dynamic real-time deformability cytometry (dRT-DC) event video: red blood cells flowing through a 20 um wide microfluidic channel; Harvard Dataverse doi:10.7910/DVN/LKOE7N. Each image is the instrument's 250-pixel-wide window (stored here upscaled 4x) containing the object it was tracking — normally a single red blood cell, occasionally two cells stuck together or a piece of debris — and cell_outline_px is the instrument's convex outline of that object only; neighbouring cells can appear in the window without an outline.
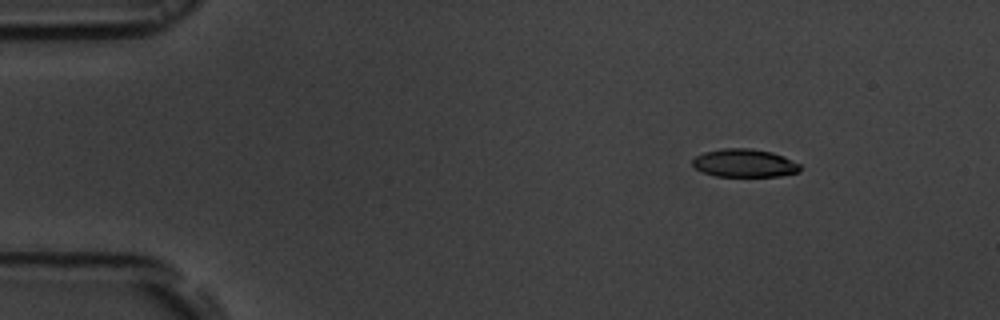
{"species": "common noctule bat (a hibernating species)", "species_latin": "Nyctalus noctula", "temperature_condition": "room temperature", "stored_images_in_passage": 49, "camera_frame_rate_fps": 3000, "um_per_image_px": 0.085, "animal": {"sex": "male", "body_mass_g": 19.5, "forearm_length_mm": 54.6}, "frame": {"image": 1, "passage_image": 1, "time_ms": 0.0, "image_size_px": [1000, 320], "cell_outline_px": [[800, 172], [780, 176], [716, 176], [704, 172], [696, 168], [692, 164], [692, 160], [696, 156], [704, 152], [724, 148], [748, 148], [772, 152], [784, 156], [800, 164]], "centroid_in_image_um": [63.3, 13.86], "position_along_channel_um": 21.7, "area_um2": 17.57}}
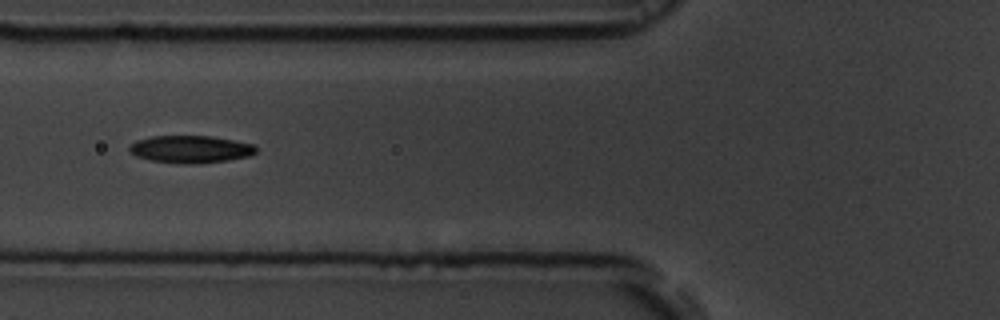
{"frame": {"image": 2, "passage_image": 15, "time_ms": 4.667, "image_size_px": [1000, 320], "cell_outline_px": [[256, 152], [252, 156], [228, 160], [196, 164], [184, 164], [152, 160], [136, 156], [128, 148], [136, 140], [152, 136], [212, 136], [252, 144], [256, 148]], "centroid_in_image_um": [16.22, 12.68], "position_along_channel_um": 109.6, "area_um2": 20.11}}
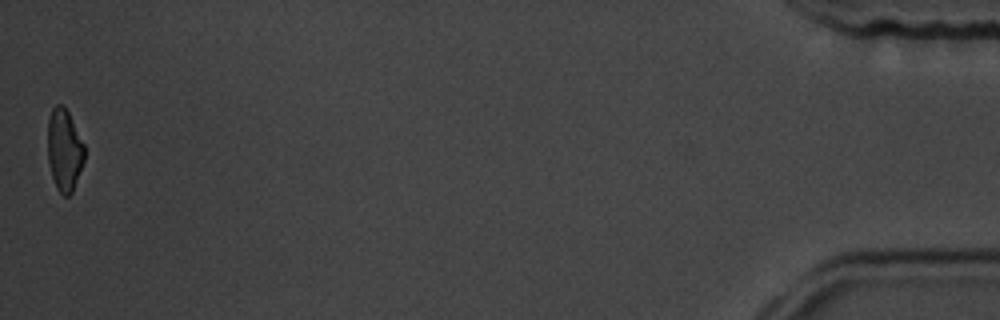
{"frame": {"image": 3, "passage_image": 49, "time_ms": 16.0, "image_size_px": [1000, 320], "cell_outline_px": [[84, 160], [72, 192], [68, 196], [64, 196], [56, 188], [48, 164], [48, 116], [52, 108], [56, 104], [64, 104], [84, 144]], "centroid_in_image_um": [5.45, 12.73], "position_along_channel_um": 429.8, "area_um2": 17.57}, "authors_computed_cell_mechanics": {"area_um2": 19.1896, "velocity_mm_per_s": 3.677, "shape_relaxation_time_tau1_ms": 3.0843, "shape_relaxation_time_tau2_ms": 3.3791, "deformation_change_tau1": 0.1456, "deformation_change_tau2": 0.0804}}